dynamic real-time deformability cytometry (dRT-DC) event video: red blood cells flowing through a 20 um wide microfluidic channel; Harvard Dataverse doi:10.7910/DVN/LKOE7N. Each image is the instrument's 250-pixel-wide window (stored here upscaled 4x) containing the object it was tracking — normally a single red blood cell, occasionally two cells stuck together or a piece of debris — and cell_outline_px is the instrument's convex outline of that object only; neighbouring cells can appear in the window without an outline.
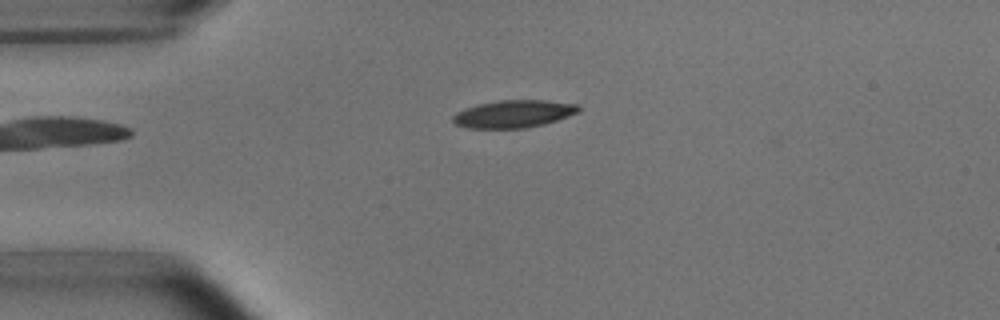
{"species": "common noctule bat (a hibernating species)", "species_latin": "Nyctalus noctula", "temperature_condition": "room temperature", "stored_images_in_passage": 3, "camera_frame_rate_fps": 3000, "um_per_image_px": 0.085, "animal": {"sex": "male", "body_mass_g": 15.6}, "frame": {"image": 1, "passage_image": 2, "time_ms": 2.0, "image_size_px": [1000, 320], "cell_outline_px": [[580, 112], [544, 124], [524, 128], [468, 128], [456, 124], [452, 120], [452, 116], [456, 112], [464, 108], [476, 104], [500, 100], [544, 100], [580, 104]], "centroid_in_image_um": [43.66, 9.67], "position_along_channel_um": 41.3, "area_um2": 20.29}}